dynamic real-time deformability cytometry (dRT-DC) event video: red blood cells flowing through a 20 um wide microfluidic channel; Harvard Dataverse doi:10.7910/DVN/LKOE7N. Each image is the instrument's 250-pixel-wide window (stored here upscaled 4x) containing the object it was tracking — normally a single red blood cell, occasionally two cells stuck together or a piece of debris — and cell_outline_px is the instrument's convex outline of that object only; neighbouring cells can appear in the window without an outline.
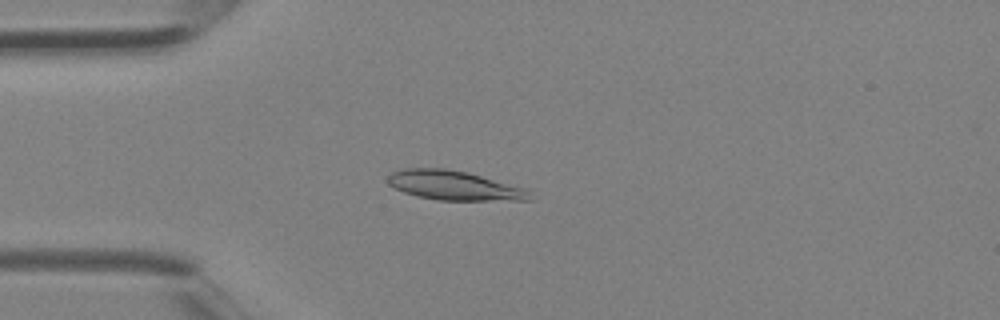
{"species": "Egyptian fruit bat (a non-hibernating species)", "species_latin": "Rousettus aegyptiacus", "temperature_condition": "room temperature", "stored_images_in_passage": 3, "camera_frame_rate_fps": 3000, "um_per_image_px": 0.085, "animal": {"sex": "female"}, "frame": {"image": 1, "passage_image": 3, "time_ms": 0.667, "image_size_px": [1000, 320], "cell_outline_px": [[532, 200], [440, 200], [416, 196], [404, 192], [388, 184], [384, 180], [392, 172], [404, 168], [444, 168], [468, 172], [520, 188], [528, 192]], "centroid_in_image_um": [38.48, 15.76], "position_along_channel_um": 46.5, "area_um2": 23.87}}